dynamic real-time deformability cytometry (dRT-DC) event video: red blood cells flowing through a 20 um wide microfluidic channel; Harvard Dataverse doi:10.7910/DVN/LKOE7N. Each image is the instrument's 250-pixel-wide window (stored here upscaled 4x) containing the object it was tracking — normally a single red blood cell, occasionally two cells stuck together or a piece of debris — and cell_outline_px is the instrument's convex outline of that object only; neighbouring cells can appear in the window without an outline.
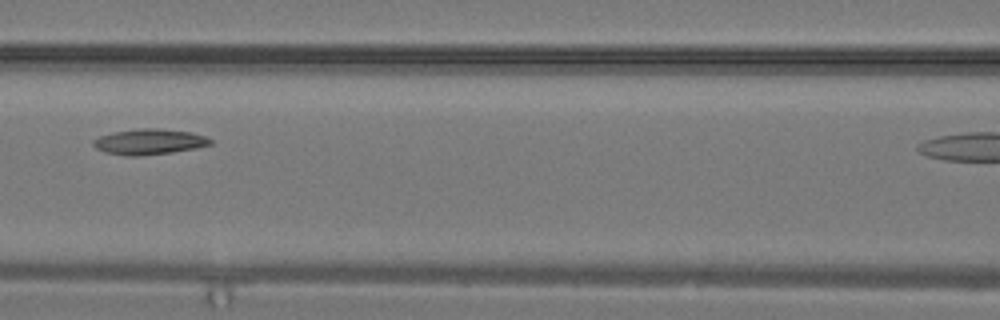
{"species": "common noctule bat (a hibernating species)", "species_latin": "Nyctalus noctula", "temperature_condition": "warm", "stored_images_in_passage": 12, "camera_frame_rate_fps": 3000, "um_per_image_px": 0.085, "animal": {"sex": "male", "body_mass_g": 19.2, "forearm_length_mm": 51.8}, "frame": {"image": 1, "passage_image": 6, "time_ms": 1.667, "image_size_px": [1000, 320], "cell_outline_px": [[212, 144], [196, 148], [172, 152], [140, 156], [124, 156], [104, 152], [96, 148], [92, 144], [92, 140], [100, 136], [112, 132], [140, 128], [156, 128], [192, 132], [204, 136], [212, 140]], "centroid_in_image_um": [12.65, 12.05], "position_along_channel_um": 153.9, "area_um2": 17.57}}
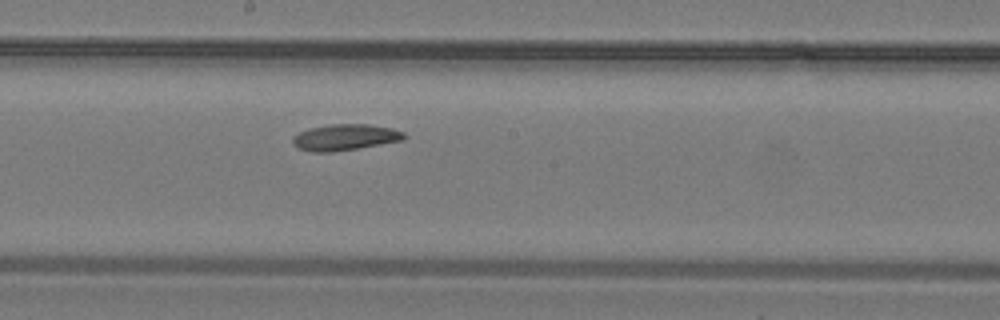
{"frame": {"image": 2, "passage_image": 9, "time_ms": 2.667, "image_size_px": [1000, 320], "cell_outline_px": [[408, 136], [404, 140], [332, 152], [312, 152], [296, 148], [292, 144], [292, 136], [308, 128], [332, 124], [368, 124], [392, 128], [404, 132]], "centroid_in_image_um": [29.31, 11.67], "position_along_channel_um": 218.9, "area_um2": 17.11}}